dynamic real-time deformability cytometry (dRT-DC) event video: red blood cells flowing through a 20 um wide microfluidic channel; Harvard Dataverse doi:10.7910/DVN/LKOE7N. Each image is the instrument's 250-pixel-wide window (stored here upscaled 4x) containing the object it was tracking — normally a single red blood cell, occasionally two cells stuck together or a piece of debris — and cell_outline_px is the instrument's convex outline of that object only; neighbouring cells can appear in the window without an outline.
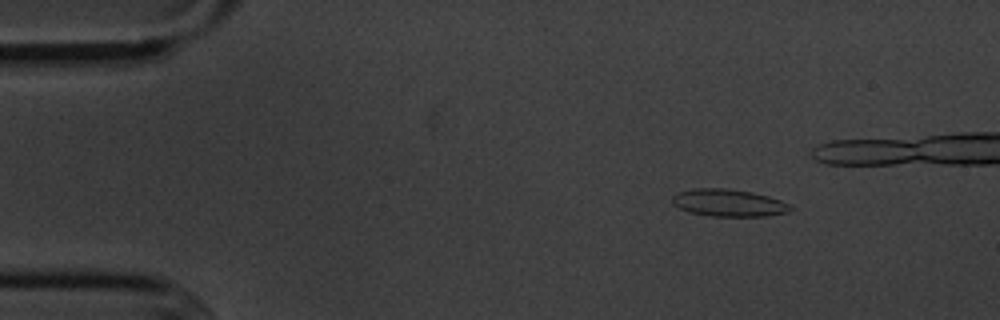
{"species": "common noctule bat (a hibernating species)", "species_latin": "Nyctalus noctula", "temperature_condition": "cold", "stored_images_in_passage": 5, "camera_frame_rate_fps": 3000, "um_per_image_px": 0.085, "animal": {"sex": "male", "body_mass_g": 20.1, "forearm_length_mm": 53.5}, "frame": {"image": 1, "passage_image": 2, "time_ms": 1.0, "image_size_px": [1000, 320], "cell_outline_px": [[792, 208], [788, 212], [764, 216], [712, 216], [688, 212], [672, 204], [672, 196], [676, 192], [692, 188], [724, 188], [752, 192], [768, 196], [780, 200], [788, 204]], "centroid_in_image_um": [61.87, 17.23], "position_along_channel_um": 23.1, "area_um2": 18.79}}